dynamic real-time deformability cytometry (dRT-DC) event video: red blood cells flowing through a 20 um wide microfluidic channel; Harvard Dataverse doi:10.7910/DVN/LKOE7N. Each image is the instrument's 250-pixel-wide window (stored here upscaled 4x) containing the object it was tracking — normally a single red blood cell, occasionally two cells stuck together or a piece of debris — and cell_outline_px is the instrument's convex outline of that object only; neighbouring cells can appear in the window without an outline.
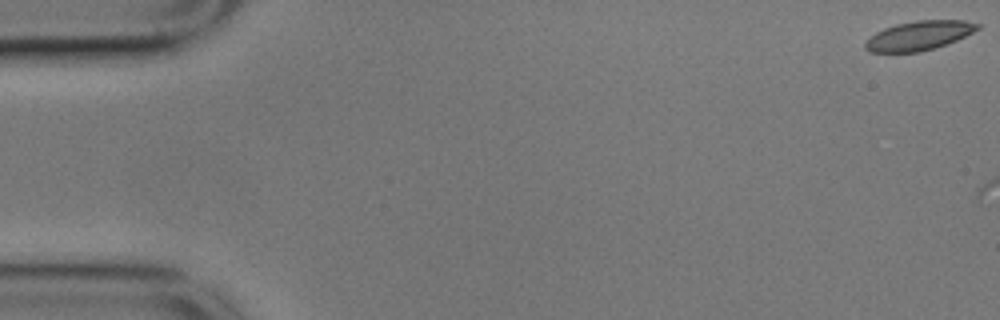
{"species": "common noctule bat (a hibernating species)", "species_latin": "Nyctalus noctula", "temperature_condition": "cold", "stored_images_in_passage": 5, "camera_frame_rate_fps": 3000, "um_per_image_px": 0.085, "animal": {"sex": "male", "body_mass_g": 17.9}, "frame": {"image": 1, "passage_image": 1, "time_ms": 0.0, "image_size_px": [1000, 320], "cell_outline_px": [[984, 24], [980, 28], [956, 40], [920, 52], [868, 52], [864, 48], [864, 44], [876, 32], [884, 28], [896, 24], [916, 20], [964, 20]], "centroid_in_image_um": [78.12, 3.01], "position_along_channel_um": 6.9, "area_um2": 19.02}}